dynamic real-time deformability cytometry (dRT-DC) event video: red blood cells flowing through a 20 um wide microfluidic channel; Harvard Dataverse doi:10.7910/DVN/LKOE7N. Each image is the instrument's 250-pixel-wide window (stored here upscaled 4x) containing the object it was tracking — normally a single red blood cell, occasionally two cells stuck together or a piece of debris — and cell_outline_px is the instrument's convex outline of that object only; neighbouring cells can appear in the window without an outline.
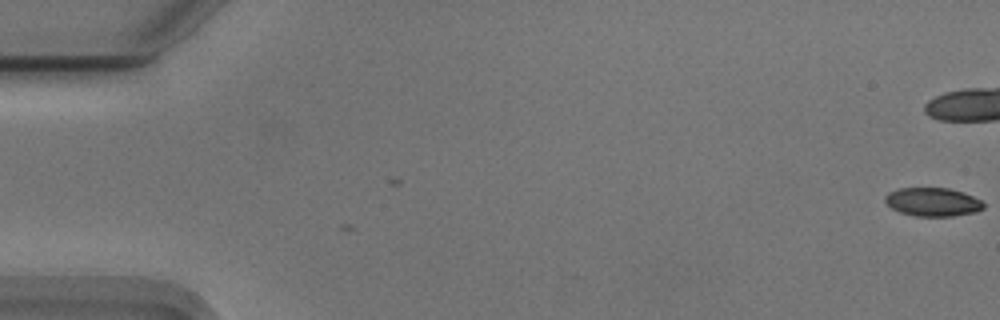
{"species": "Egyptian fruit bat (a non-hibernating species)", "species_latin": "Rousettus aegyptiacus", "temperature_condition": "cold", "stored_images_in_passage": 3, "camera_frame_rate_fps": 3000, "um_per_image_px": 0.085, "animal": {"sex": "male"}, "frame": {"image": 1, "passage_image": 3, "time_ms": 0.667, "image_size_px": [1000, 320], "cell_outline_px": [[984, 208], [976, 212], [952, 216], [916, 216], [900, 212], [892, 208], [884, 200], [884, 196], [888, 192], [900, 188], [948, 188], [964, 192], [980, 200], [984, 204]], "centroid_in_image_um": [79.28, 17.16], "position_along_channel_um": 5.7, "area_um2": 16.36}}